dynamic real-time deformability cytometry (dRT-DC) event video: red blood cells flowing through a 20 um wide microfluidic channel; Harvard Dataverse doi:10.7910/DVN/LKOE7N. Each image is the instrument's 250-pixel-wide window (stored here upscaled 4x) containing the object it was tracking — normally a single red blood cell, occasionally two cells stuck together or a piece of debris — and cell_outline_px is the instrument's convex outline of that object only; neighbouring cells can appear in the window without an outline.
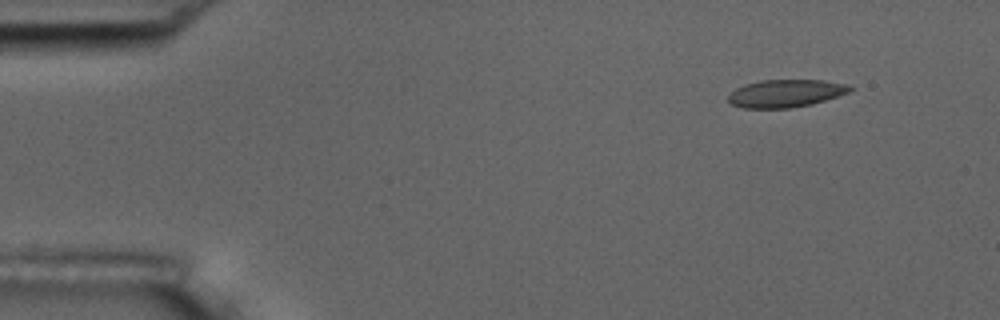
{"species": "common noctule bat (a hibernating species)", "species_latin": "Nyctalus noctula", "temperature_condition": "room temperature", "stored_images_in_passage": 5, "camera_frame_rate_fps": 3000, "um_per_image_px": 0.085, "animal": {"sex": "male", "body_mass_g": 17.5, "forearm_length_mm": 52.3}, "frame": {"image": 1, "passage_image": 1, "time_ms": 0.0, "image_size_px": [1000, 320], "cell_outline_px": [[852, 88], [848, 92], [812, 104], [788, 108], [744, 108], [732, 104], [728, 100], [728, 96], [736, 88], [744, 84], [760, 80], [824, 80], [848, 84]], "centroid_in_image_um": [66.76, 7.93], "position_along_channel_um": 18.2, "area_um2": 19.48}}
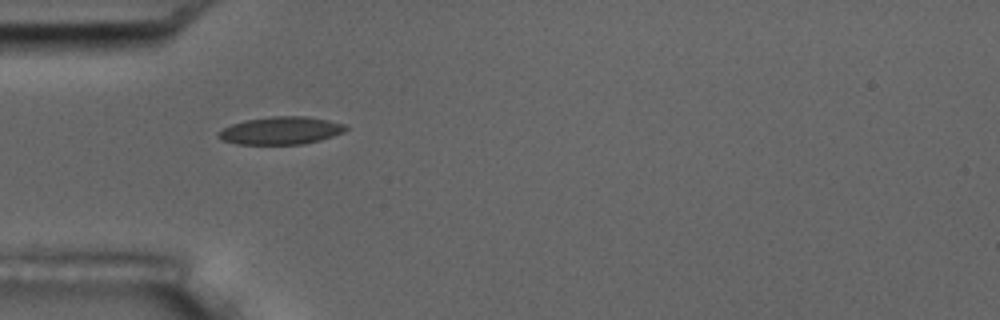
{"frame": {"image": 2, "passage_image": 4, "time_ms": 3.667, "image_size_px": [1000, 320], "cell_outline_px": [[348, 128], [344, 132], [320, 140], [304, 144], [236, 144], [220, 140], [220, 132], [224, 128], [232, 124], [244, 120], [272, 116], [304, 116], [328, 120], [344, 124]], "centroid_in_image_um": [23.89, 11.1], "position_along_channel_um": 61.1, "area_um2": 20.4}}